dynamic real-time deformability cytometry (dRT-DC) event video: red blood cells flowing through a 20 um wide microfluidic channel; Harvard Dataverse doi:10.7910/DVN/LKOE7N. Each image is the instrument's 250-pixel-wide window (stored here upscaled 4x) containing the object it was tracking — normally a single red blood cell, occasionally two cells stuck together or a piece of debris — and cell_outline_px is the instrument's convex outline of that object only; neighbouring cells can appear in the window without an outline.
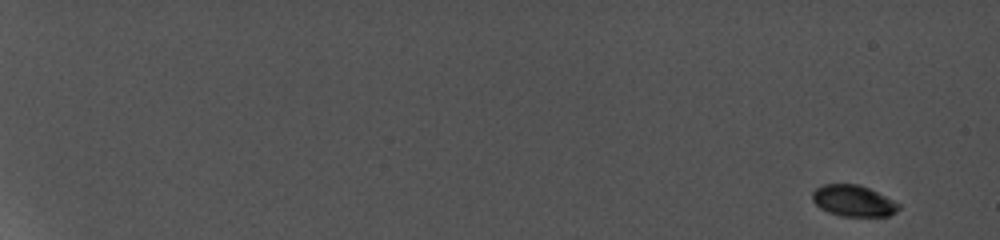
{"species": "common noctule bat (a hibernating species)", "species_latin": "Nyctalus noctula", "temperature_condition": "cold", "stored_images_in_passage": 14, "camera_frame_rate_fps": 5000, "um_per_image_px": 0.085, "animal": {"sex": "female", "body_mass_g": 19.0, "forearm_length_mm": 56.7}, "frame": {"image": 1, "passage_image": 1, "time_ms": 0.0, "image_size_px": [1000, 240], "cell_outline_px": [[900, 208], [896, 212], [888, 216], [840, 216], [828, 212], [820, 208], [812, 200], [812, 192], [816, 188], [824, 184], [856, 184], [868, 188], [900, 204]], "centroid_in_image_um": [72.51, 17.08], "position_along_channel_um": 12.5, "area_um2": 15.61}}
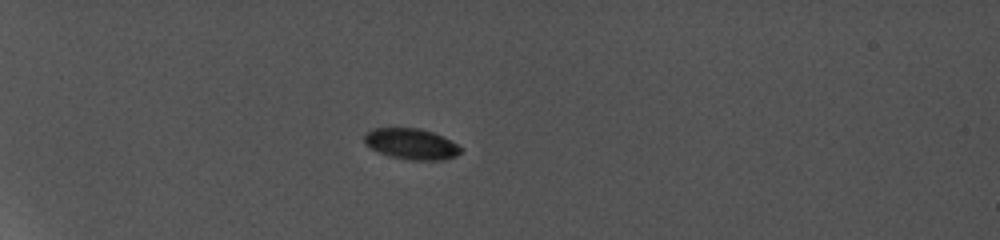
{"frame": {"image": 2, "passage_image": 7, "time_ms": 6.0, "image_size_px": [1000, 240], "cell_outline_px": [[460, 152], [456, 156], [444, 160], [412, 160], [392, 156], [380, 152], [372, 148], [364, 140], [364, 136], [368, 132], [376, 128], [416, 128], [432, 132], [456, 144], [460, 148]], "centroid_in_image_um": [34.97, 12.24], "position_along_channel_um": 50.0, "area_um2": 16.76}}
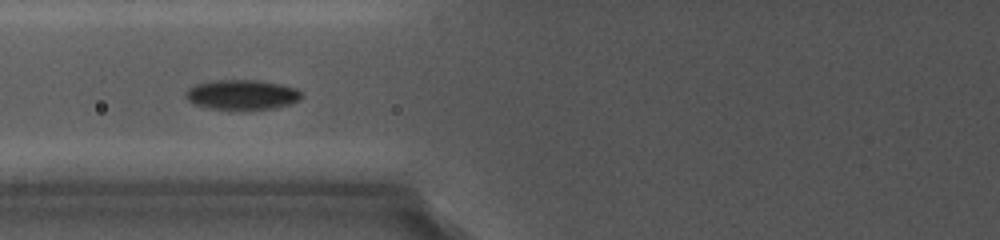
{"frame": {"image": 3, "passage_image": 10, "time_ms": 9.0, "image_size_px": [1000, 240], "cell_outline_px": [[300, 96], [296, 100], [288, 104], [272, 108], [244, 112], [212, 108], [196, 104], [188, 100], [188, 88], [200, 84], [220, 80], [248, 80], [276, 84], [292, 88], [300, 92]], "centroid_in_image_um": [20.54, 8.1], "position_along_channel_um": 105.3, "area_um2": 19.59}}